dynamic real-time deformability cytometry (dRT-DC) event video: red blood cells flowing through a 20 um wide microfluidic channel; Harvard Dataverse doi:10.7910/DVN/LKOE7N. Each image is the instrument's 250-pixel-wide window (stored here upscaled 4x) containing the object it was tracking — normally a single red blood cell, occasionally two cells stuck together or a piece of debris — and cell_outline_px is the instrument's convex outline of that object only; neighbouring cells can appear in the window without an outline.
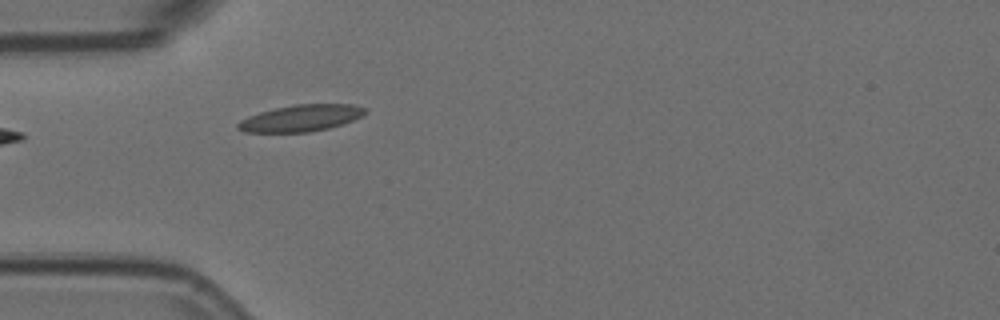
{"species": "Egyptian fruit bat (a non-hibernating species)", "species_latin": "Rousettus aegyptiacus", "temperature_condition": "room temperature", "stored_images_in_passage": 4, "camera_frame_rate_fps": 3000, "um_per_image_px": 0.085, "animal": {"sex": "female"}, "frame": {"image": 1, "passage_image": 4, "time_ms": 1.0, "image_size_px": [1000, 320], "cell_outline_px": [[368, 112], [364, 116], [328, 128], [308, 132], [244, 132], [236, 128], [236, 124], [240, 120], [248, 116], [260, 112], [292, 104], [352, 104], [368, 108]], "centroid_in_image_um": [25.59, 10.03], "position_along_channel_um": 59.4, "area_um2": 19.83}}